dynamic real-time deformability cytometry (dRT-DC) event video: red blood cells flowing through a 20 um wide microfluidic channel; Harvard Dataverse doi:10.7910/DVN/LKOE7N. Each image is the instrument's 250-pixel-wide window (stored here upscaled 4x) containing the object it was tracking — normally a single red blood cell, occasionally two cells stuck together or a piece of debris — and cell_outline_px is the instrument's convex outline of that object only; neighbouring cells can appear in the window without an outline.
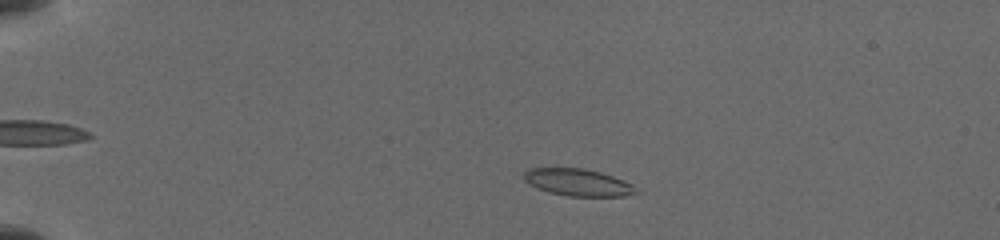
{"species": "common noctule bat (a hibernating species)", "species_latin": "Nyctalus noctula", "temperature_condition": "cold", "stored_images_in_passage": 63, "camera_frame_rate_fps": 3000, "um_per_image_px": 0.085, "animal": {"sex": "female", "body_mass_g": 19.5, "forearm_length_mm": 54.1}, "frame": {"image": 1, "passage_image": 8, "time_ms": 2.0, "image_size_px": [1000, 240], "cell_outline_px": [[640, 192], [624, 196], [568, 196], [548, 192], [536, 188], [524, 180], [524, 172], [528, 168], [584, 168], [600, 172], [624, 180], [632, 184]], "centroid_in_image_um": [49.12, 15.5], "position_along_channel_um": 35.9, "area_um2": 17.74}}
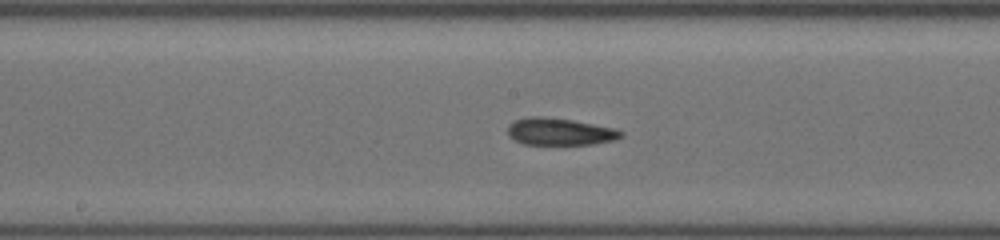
{"frame": {"image": 2, "passage_image": 31, "time_ms": 8.0, "image_size_px": [1000, 240], "cell_outline_px": [[624, 136], [616, 140], [592, 144], [524, 144], [508, 136], [508, 124], [516, 120], [532, 116], [540, 116], [572, 120], [616, 128], [624, 132]], "centroid_in_image_um": [47.63, 11.19], "position_along_channel_um": 200.6, "area_um2": 17.92}}
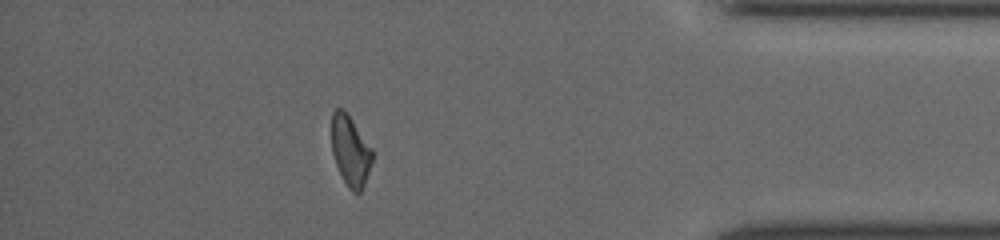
{"frame": {"image": 3, "passage_image": 55, "time_ms": 14.0, "image_size_px": [1000, 240], "cell_outline_px": [[372, 160], [364, 184], [360, 192], [352, 192], [348, 188], [336, 164], [332, 152], [332, 112], [336, 108], [344, 108], [348, 112], [372, 148]], "centroid_in_image_um": [29.78, 12.76], "position_along_channel_um": 405.4, "area_um2": 16.65}}